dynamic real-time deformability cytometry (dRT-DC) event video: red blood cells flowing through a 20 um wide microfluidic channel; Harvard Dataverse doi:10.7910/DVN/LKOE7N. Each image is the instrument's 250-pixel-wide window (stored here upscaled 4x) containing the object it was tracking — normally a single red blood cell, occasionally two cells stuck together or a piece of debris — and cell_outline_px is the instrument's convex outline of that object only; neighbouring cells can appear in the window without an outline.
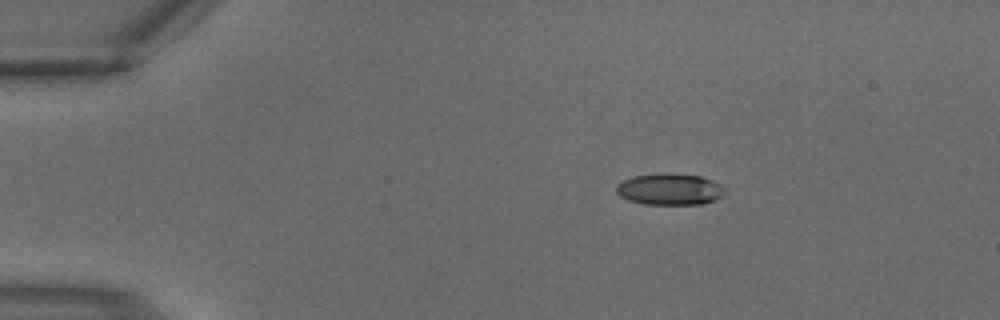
{"species": "common noctule bat (a hibernating species)", "species_latin": "Nyctalus noctula", "temperature_condition": "warm", "stored_images_in_passage": 3, "segment_of_instrument_passage": [2, 2], "camera_frame_rate_fps": 3000, "um_per_image_px": 0.085, "animal": {"sex": "male", "body_mass_g": 18.8}, "frame": {"image": 1, "passage_image": 3, "time_ms": 0.667, "image_size_px": [1000, 320], "cell_outline_px": [[724, 196], [716, 200], [704, 204], [644, 204], [628, 200], [620, 196], [616, 192], [616, 184], [632, 176], [700, 176], [712, 180], [720, 184], [724, 188]], "centroid_in_image_um": [56.95, 16.14], "position_along_channel_um": 28.1, "area_um2": 19.19}}